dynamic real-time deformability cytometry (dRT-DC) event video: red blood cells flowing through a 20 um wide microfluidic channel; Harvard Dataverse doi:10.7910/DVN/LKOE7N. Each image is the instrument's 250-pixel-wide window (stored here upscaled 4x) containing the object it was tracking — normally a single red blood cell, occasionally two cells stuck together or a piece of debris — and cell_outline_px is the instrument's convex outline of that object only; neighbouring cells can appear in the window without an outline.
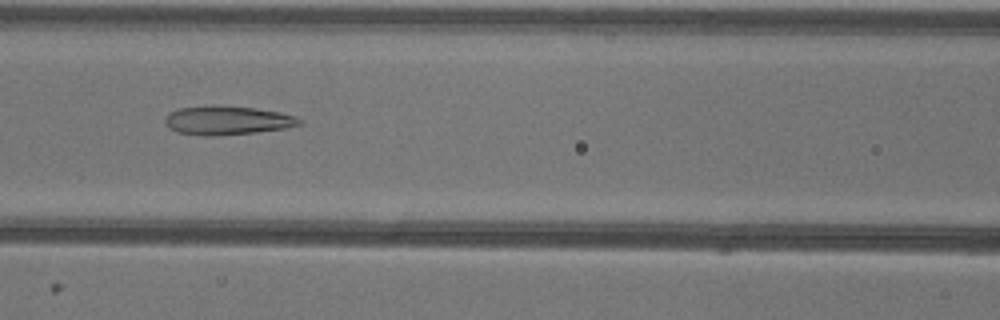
{"species": "common noctule bat (a hibernating species)", "species_latin": "Nyctalus noctula", "temperature_condition": "warm", "stored_images_in_passage": 51, "camera_frame_rate_fps": 3000, "um_per_image_px": 0.085, "animal": {"sex": "female"}, "frame": {"image": 1, "passage_image": 22, "time_ms": 7.0, "image_size_px": [1000, 320], "cell_outline_px": [[304, 120], [300, 124], [284, 128], [256, 132], [216, 136], [204, 136], [176, 132], [168, 128], [164, 124], [164, 120], [168, 112], [180, 108], [212, 104], [220, 104], [256, 108], [280, 112], [296, 116]], "centroid_in_image_um": [19.27, 10.21], "position_along_channel_um": 147.3, "area_um2": 23.12}}
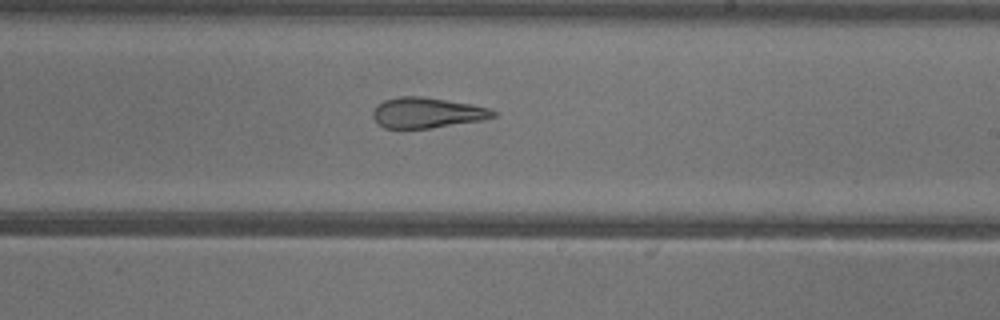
{"frame": {"image": 2, "passage_image": 30, "time_ms": 9.667, "image_size_px": [1000, 320], "cell_outline_px": [[496, 116], [480, 120], [432, 128], [384, 128], [372, 116], [372, 112], [376, 104], [384, 100], [396, 96], [424, 96], [472, 104], [488, 108], [496, 112]], "centroid_in_image_um": [36.26, 9.57], "position_along_channel_um": 252.7, "area_um2": 21.39}}
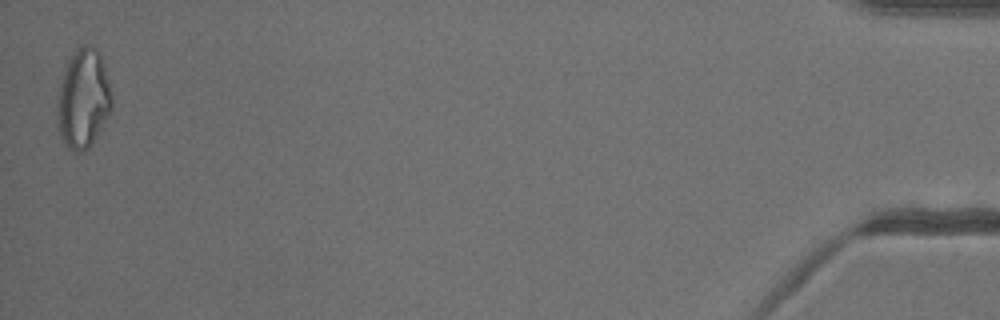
{"frame": {"image": 3, "passage_image": 51, "time_ms": 16.667, "image_size_px": [1000, 320], "cell_outline_px": [[112, 112], [92, 144], [88, 148], [80, 152], [72, 152], [64, 144], [60, 136], [56, 116], [56, 104], [60, 84], [64, 72], [76, 48], [80, 44], [88, 44], [96, 48], [100, 52], [108, 76], [112, 96]], "centroid_in_image_um": [7.09, 8.42], "position_along_channel_um": 428.1, "area_um2": 32.08}, "authors_computed_cell_mechanics": {"area_um2": 25.721, "velocity_mm_per_s": 3.9613, "shape_relaxation_time_tau1_ms": null, "shape_relaxation_time_tau2_ms": 2.3316, "deformation_change_tau1": null, "deformation_change_tau2": 0.134}}